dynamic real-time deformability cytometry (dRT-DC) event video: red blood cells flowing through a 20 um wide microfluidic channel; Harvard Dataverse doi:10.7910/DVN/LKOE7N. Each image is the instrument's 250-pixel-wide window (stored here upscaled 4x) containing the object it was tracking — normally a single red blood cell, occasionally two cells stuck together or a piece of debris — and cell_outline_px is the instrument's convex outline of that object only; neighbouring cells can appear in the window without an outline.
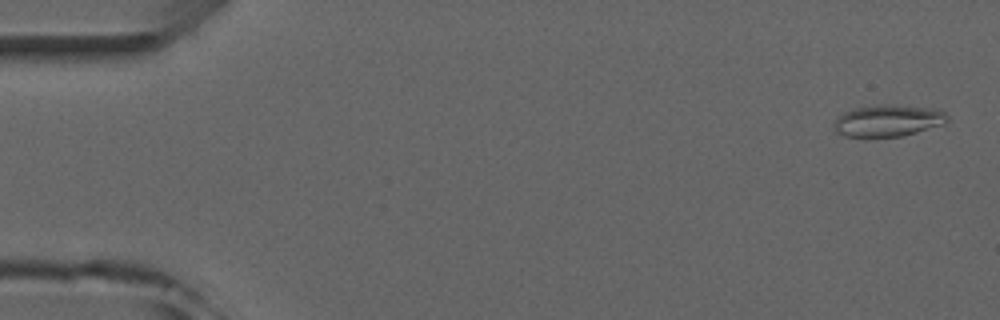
{"species": "common noctule bat (a hibernating species)", "species_latin": "Nyctalus noctula", "temperature_condition": "room temperature", "stored_images_in_passage": 5, "camera_frame_rate_fps": 3000, "um_per_image_px": 0.085, "animal": {"sex": "male", "forearm_length_mm": 52.5}, "frame": {"image": 1, "passage_image": 1, "time_ms": 0.0, "image_size_px": [1000, 320], "cell_outline_px": [[948, 120], [944, 124], [904, 136], [844, 136], [836, 132], [832, 124], [844, 112], [852, 108], [880, 104], [888, 104], [940, 108], [948, 116]], "centroid_in_image_um": [75.51, 10.23], "position_along_channel_um": 9.5, "area_um2": 21.15}}